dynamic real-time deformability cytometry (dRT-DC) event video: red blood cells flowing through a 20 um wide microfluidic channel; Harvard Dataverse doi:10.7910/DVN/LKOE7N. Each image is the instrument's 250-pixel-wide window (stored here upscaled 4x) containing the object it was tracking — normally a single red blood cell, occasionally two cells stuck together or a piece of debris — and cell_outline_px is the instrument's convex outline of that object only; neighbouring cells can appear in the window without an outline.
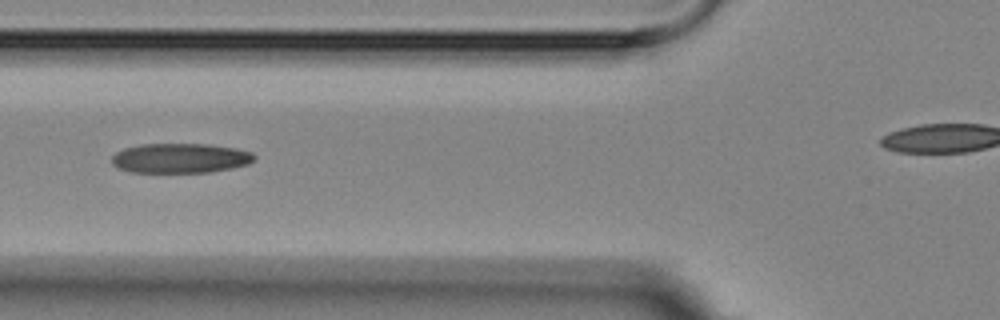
{"species": "Egyptian fruit bat (a non-hibernating species)", "species_latin": "Rousettus aegyptiacus", "temperature_condition": "room temperature", "stored_images_in_passage": 8, "segment_of_instrument_passage": [1, 2], "camera_frame_rate_fps": 3000, "um_per_image_px": 0.085, "animal": {"sex": "female"}, "frame": {"image": 1, "passage_image": 5, "time_ms": 5.333, "image_size_px": [1000, 320], "cell_outline_px": [[256, 156], [248, 164], [232, 168], [212, 172], [132, 172], [116, 168], [112, 164], [112, 156], [116, 152], [124, 148], [140, 144], [208, 144], [236, 148], [252, 152]], "centroid_in_image_um": [15.31, 13.44], "position_along_channel_um": 110.5, "area_um2": 24.8}}
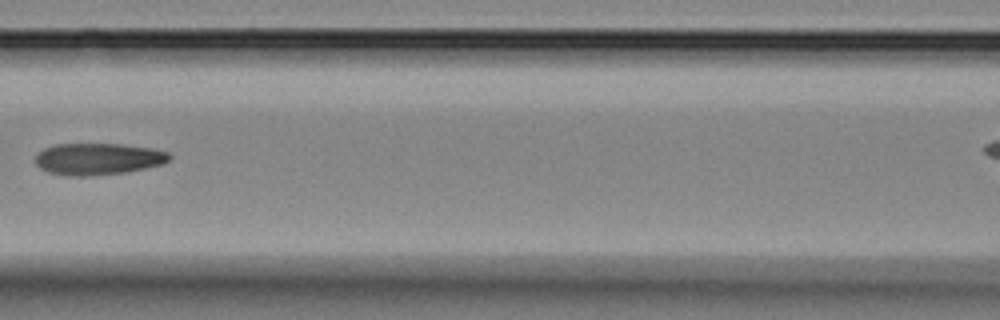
{"frame": {"image": 2, "passage_image": 6, "time_ms": 6.667, "image_size_px": [1000, 320], "cell_outline_px": [[172, 156], [168, 160], [160, 164], [128, 172], [92, 176], [72, 176], [48, 172], [40, 168], [36, 164], [36, 152], [44, 148], [56, 144], [120, 144], [152, 148], [168, 152]], "centroid_in_image_um": [8.31, 13.51], "position_along_channel_um": 158.3, "area_um2": 24.8}}
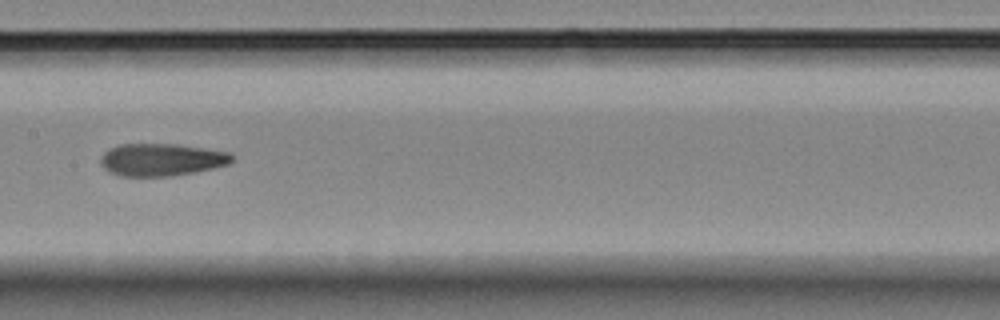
{"frame": {"image": 3, "passage_image": 7, "time_ms": 7.667, "image_size_px": [1000, 320], "cell_outline_px": [[232, 160], [228, 164], [196, 172], [172, 176], [120, 176], [108, 172], [100, 164], [100, 160], [104, 152], [108, 148], [120, 144], [176, 144], [232, 152]], "centroid_in_image_um": [13.7, 13.57], "position_along_channel_um": 193.7, "area_um2": 24.97}}